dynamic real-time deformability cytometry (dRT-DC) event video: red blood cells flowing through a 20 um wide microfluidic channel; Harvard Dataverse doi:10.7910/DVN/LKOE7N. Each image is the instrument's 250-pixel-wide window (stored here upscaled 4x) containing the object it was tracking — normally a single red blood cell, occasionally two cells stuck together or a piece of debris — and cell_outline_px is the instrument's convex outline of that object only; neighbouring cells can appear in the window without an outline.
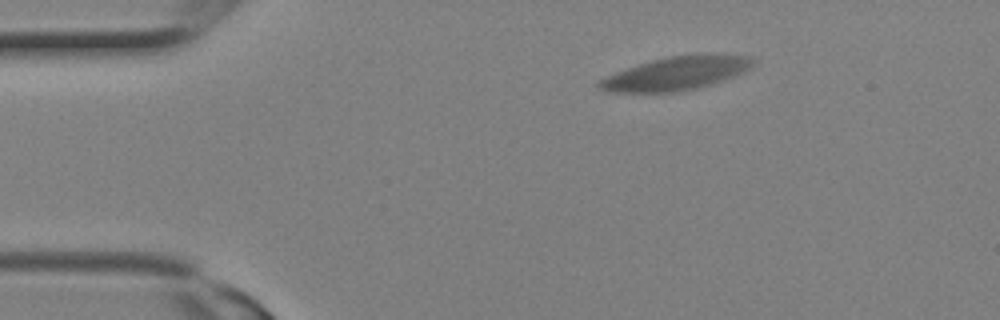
{"species": "Egyptian fruit bat (a non-hibernating species)", "species_latin": "Rousettus aegyptiacus", "temperature_condition": "room temperature", "stored_images_in_passage": 1, "camera_frame_rate_fps": 3000, "um_per_image_px": 0.085, "animal": {"sex": "female"}, "frame": {"image": 1, "passage_image": 1, "time_ms": 0.0, "image_size_px": [1000, 320], "cell_outline_px": [[756, 64], [744, 72], [696, 88], [672, 92], [608, 92], [596, 88], [596, 80], [616, 72], [652, 60], [672, 56], [752, 56], [756, 60]], "centroid_in_image_um": [57.38, 6.27], "position_along_channel_um": 27.6, "area_um2": 29.02}}